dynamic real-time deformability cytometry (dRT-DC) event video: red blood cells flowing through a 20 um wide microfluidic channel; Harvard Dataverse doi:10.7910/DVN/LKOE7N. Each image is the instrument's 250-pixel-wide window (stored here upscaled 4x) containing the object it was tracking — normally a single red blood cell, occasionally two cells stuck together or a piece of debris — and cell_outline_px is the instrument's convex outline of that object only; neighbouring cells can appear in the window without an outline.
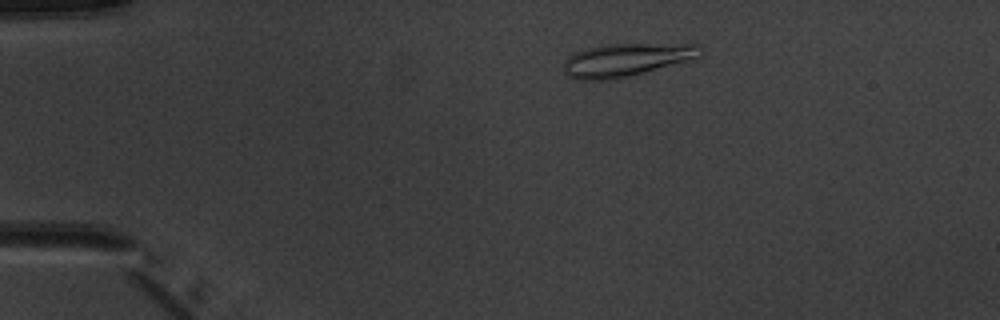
{"species": "common noctule bat (a hibernating species)", "species_latin": "Nyctalus noctula", "temperature_condition": "warm", "stored_images_in_passage": 5, "camera_frame_rate_fps": 3000, "um_per_image_px": 0.085, "animal": {"sex": "male", "body_mass_g": 20.1, "forearm_length_mm": 53.5}, "frame": {"image": 1, "passage_image": 1, "time_ms": 0.0, "image_size_px": [1000, 320], "cell_outline_px": [[704, 52], [700, 56], [692, 60], [628, 76], [608, 80], [576, 80], [568, 76], [564, 72], [564, 60], [568, 56], [576, 52], [588, 48], [608, 44], [700, 44], [704, 48]], "centroid_in_image_um": [53.27, 5.08], "position_along_channel_um": 31.7, "area_um2": 26.41}}
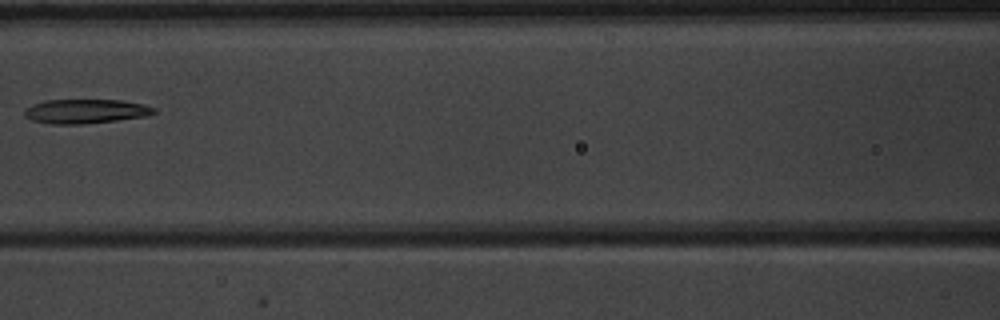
{"frame": {"image": 2, "passage_image": 5, "time_ms": 4.667, "image_size_px": [1000, 320], "cell_outline_px": [[156, 112], [148, 116], [84, 124], [48, 124], [32, 120], [24, 116], [24, 108], [32, 104], [44, 100], [124, 100], [156, 108]], "centroid_in_image_um": [7.23, 9.46], "position_along_channel_um": 159.4, "area_um2": 18.44}}